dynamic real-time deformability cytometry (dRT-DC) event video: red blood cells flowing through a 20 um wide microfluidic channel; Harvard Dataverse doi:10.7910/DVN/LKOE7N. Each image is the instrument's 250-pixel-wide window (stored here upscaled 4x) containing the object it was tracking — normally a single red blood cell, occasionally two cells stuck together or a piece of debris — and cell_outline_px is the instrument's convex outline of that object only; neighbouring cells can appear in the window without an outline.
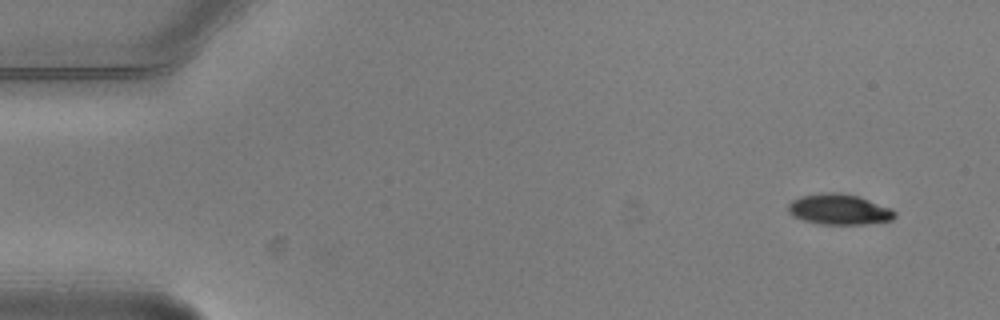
{"species": "common noctule bat (a hibernating species)", "species_latin": "Nyctalus noctula", "temperature_condition": "warm", "stored_images_in_passage": 2, "camera_frame_rate_fps": 3000, "um_per_image_px": 0.085, "animal": {"sex": "male", "body_mass_g": 20.5, "forearm_length_mm": 52.5}, "frame": {"image": 1, "passage_image": 1, "time_ms": 0.0, "image_size_px": [1000, 320], "cell_outline_px": [[896, 216], [892, 220], [864, 224], [820, 224], [804, 220], [792, 216], [788, 212], [788, 204], [792, 200], [800, 196], [824, 192], [840, 192], [860, 196], [892, 208], [896, 212]], "centroid_in_image_um": [71.34, 17.78], "position_along_channel_um": 13.7, "area_um2": 19.25}}